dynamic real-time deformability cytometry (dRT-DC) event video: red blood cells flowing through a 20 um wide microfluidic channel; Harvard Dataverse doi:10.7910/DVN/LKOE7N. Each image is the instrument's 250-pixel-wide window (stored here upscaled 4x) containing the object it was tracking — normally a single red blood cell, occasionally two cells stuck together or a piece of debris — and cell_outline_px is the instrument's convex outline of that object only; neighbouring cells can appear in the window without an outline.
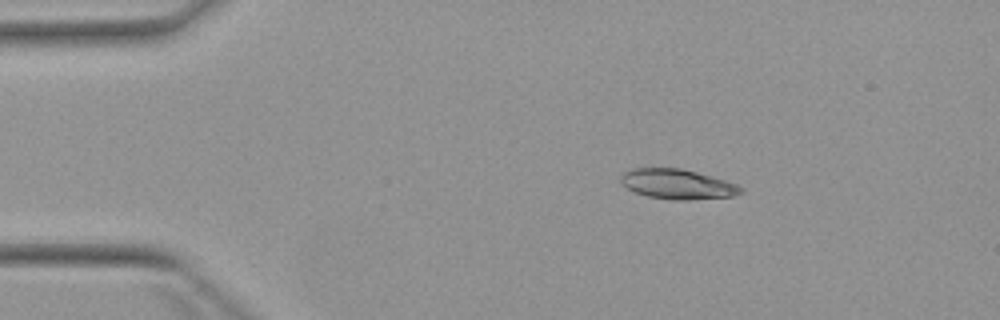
{"species": "Egyptian fruit bat (a non-hibernating species)", "species_latin": "Rousettus aegyptiacus", "temperature_condition": "warm", "stored_images_in_passage": 5, "camera_frame_rate_fps": 3000, "um_per_image_px": 0.085, "animal": {"sex": "female"}, "frame": {"image": 1, "passage_image": 2, "time_ms": 1.0, "image_size_px": [1000, 320], "cell_outline_px": [[744, 192], [736, 196], [688, 200], [672, 200], [648, 196], [636, 192], [620, 184], [620, 176], [624, 172], [632, 168], [680, 168], [712, 176], [736, 184], [744, 188]], "centroid_in_image_um": [57.6, 15.66], "position_along_channel_um": 27.4, "area_um2": 21.04}}
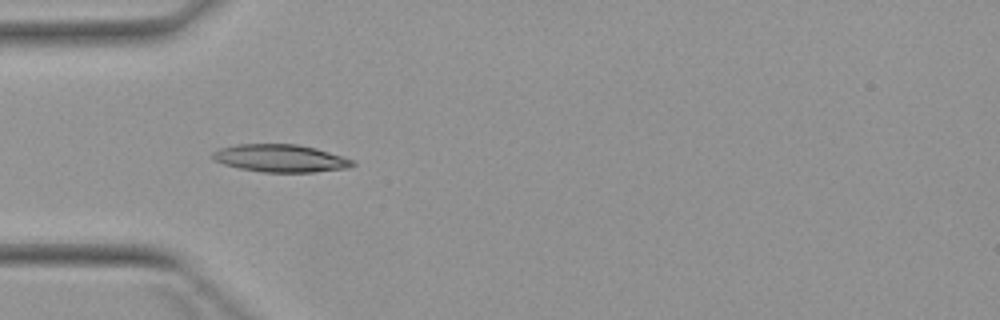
{"frame": {"image": 2, "passage_image": 4, "time_ms": 3.333, "image_size_px": [1000, 320], "cell_outline_px": [[356, 164], [348, 168], [312, 172], [264, 172], [240, 168], [224, 164], [212, 160], [212, 152], [220, 148], [236, 144], [296, 144], [316, 148], [344, 156], [356, 160]], "centroid_in_image_um": [23.87, 13.45], "position_along_channel_um": 61.1, "area_um2": 22.66}}
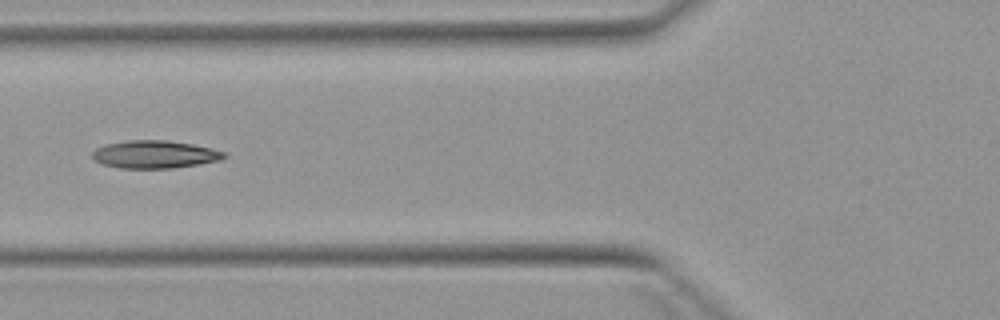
{"frame": {"image": 3, "passage_image": 5, "time_ms": 4.667, "image_size_px": [1000, 320], "cell_outline_px": [[228, 156], [220, 160], [200, 164], [172, 168], [120, 168], [100, 164], [92, 160], [92, 152], [96, 148], [108, 144], [128, 140], [168, 140], [192, 144], [212, 148], [224, 152]], "centroid_in_image_um": [13.14, 13.13], "position_along_channel_um": 112.7, "area_um2": 21.44}}